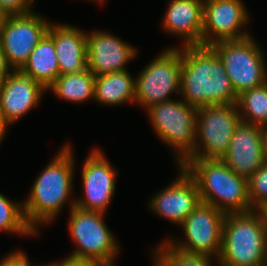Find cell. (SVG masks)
Segmentation results:
<instances>
[{"instance_id":"ba28073f","label":"cell","mask_w":267,"mask_h":266,"mask_svg":"<svg viewBox=\"0 0 267 266\" xmlns=\"http://www.w3.org/2000/svg\"><path fill=\"white\" fill-rule=\"evenodd\" d=\"M182 46L167 47L135 78V104L146 110L180 95Z\"/></svg>"},{"instance_id":"d590c367","label":"cell","mask_w":267,"mask_h":266,"mask_svg":"<svg viewBox=\"0 0 267 266\" xmlns=\"http://www.w3.org/2000/svg\"><path fill=\"white\" fill-rule=\"evenodd\" d=\"M33 266H35V264L33 265ZM36 266H47V264H41V265H36Z\"/></svg>"},{"instance_id":"4316f807","label":"cell","mask_w":267,"mask_h":266,"mask_svg":"<svg viewBox=\"0 0 267 266\" xmlns=\"http://www.w3.org/2000/svg\"><path fill=\"white\" fill-rule=\"evenodd\" d=\"M34 2V0H0V7L8 16L22 15L34 12Z\"/></svg>"},{"instance_id":"cb8c5ba5","label":"cell","mask_w":267,"mask_h":266,"mask_svg":"<svg viewBox=\"0 0 267 266\" xmlns=\"http://www.w3.org/2000/svg\"><path fill=\"white\" fill-rule=\"evenodd\" d=\"M153 253V266H212L211 260L216 259L173 247L166 239L158 244Z\"/></svg>"},{"instance_id":"1f68e13d","label":"cell","mask_w":267,"mask_h":266,"mask_svg":"<svg viewBox=\"0 0 267 266\" xmlns=\"http://www.w3.org/2000/svg\"><path fill=\"white\" fill-rule=\"evenodd\" d=\"M263 151L265 161L267 162V126L263 127Z\"/></svg>"},{"instance_id":"4dcf8cb0","label":"cell","mask_w":267,"mask_h":266,"mask_svg":"<svg viewBox=\"0 0 267 266\" xmlns=\"http://www.w3.org/2000/svg\"><path fill=\"white\" fill-rule=\"evenodd\" d=\"M8 126H10V124L6 121L4 114L0 109V143L3 141L5 137V133Z\"/></svg>"},{"instance_id":"3957f363","label":"cell","mask_w":267,"mask_h":266,"mask_svg":"<svg viewBox=\"0 0 267 266\" xmlns=\"http://www.w3.org/2000/svg\"><path fill=\"white\" fill-rule=\"evenodd\" d=\"M194 179L200 200L226 213L252 211L247 179L222 159H187L182 165Z\"/></svg>"},{"instance_id":"7c38bea8","label":"cell","mask_w":267,"mask_h":266,"mask_svg":"<svg viewBox=\"0 0 267 266\" xmlns=\"http://www.w3.org/2000/svg\"><path fill=\"white\" fill-rule=\"evenodd\" d=\"M99 148L92 149L82 167V198L75 206L85 211L106 213L116 190L118 170L114 168Z\"/></svg>"},{"instance_id":"2e32d148","label":"cell","mask_w":267,"mask_h":266,"mask_svg":"<svg viewBox=\"0 0 267 266\" xmlns=\"http://www.w3.org/2000/svg\"><path fill=\"white\" fill-rule=\"evenodd\" d=\"M222 160L233 172L248 180L265 162L263 127L241 120Z\"/></svg>"},{"instance_id":"30bf717a","label":"cell","mask_w":267,"mask_h":266,"mask_svg":"<svg viewBox=\"0 0 267 266\" xmlns=\"http://www.w3.org/2000/svg\"><path fill=\"white\" fill-rule=\"evenodd\" d=\"M224 219L223 211L201 201L180 225L184 240L176 241L168 237L167 241L173 247L188 252L216 257L217 263L222 246Z\"/></svg>"},{"instance_id":"ac0fdd59","label":"cell","mask_w":267,"mask_h":266,"mask_svg":"<svg viewBox=\"0 0 267 266\" xmlns=\"http://www.w3.org/2000/svg\"><path fill=\"white\" fill-rule=\"evenodd\" d=\"M167 6L164 30L183 38L182 46L202 45L204 0H170Z\"/></svg>"},{"instance_id":"9c48e42d","label":"cell","mask_w":267,"mask_h":266,"mask_svg":"<svg viewBox=\"0 0 267 266\" xmlns=\"http://www.w3.org/2000/svg\"><path fill=\"white\" fill-rule=\"evenodd\" d=\"M240 121L237 103L198 107L196 143L188 159H222Z\"/></svg>"},{"instance_id":"44dd1931","label":"cell","mask_w":267,"mask_h":266,"mask_svg":"<svg viewBox=\"0 0 267 266\" xmlns=\"http://www.w3.org/2000/svg\"><path fill=\"white\" fill-rule=\"evenodd\" d=\"M55 52L53 39L46 33L19 71L47 89L60 75Z\"/></svg>"},{"instance_id":"d4e9b609","label":"cell","mask_w":267,"mask_h":266,"mask_svg":"<svg viewBox=\"0 0 267 266\" xmlns=\"http://www.w3.org/2000/svg\"><path fill=\"white\" fill-rule=\"evenodd\" d=\"M22 201L13 202L0 193V231L20 236H37L25 220Z\"/></svg>"},{"instance_id":"7402d4cb","label":"cell","mask_w":267,"mask_h":266,"mask_svg":"<svg viewBox=\"0 0 267 266\" xmlns=\"http://www.w3.org/2000/svg\"><path fill=\"white\" fill-rule=\"evenodd\" d=\"M95 76L85 69L78 73L59 75L47 88L56 97L73 103L94 99Z\"/></svg>"},{"instance_id":"5b68a950","label":"cell","mask_w":267,"mask_h":266,"mask_svg":"<svg viewBox=\"0 0 267 266\" xmlns=\"http://www.w3.org/2000/svg\"><path fill=\"white\" fill-rule=\"evenodd\" d=\"M104 216L103 212L85 211L76 206L70 210L67 225L77 247L67 259L113 266L120 245L104 222Z\"/></svg>"},{"instance_id":"4fadbf2b","label":"cell","mask_w":267,"mask_h":266,"mask_svg":"<svg viewBox=\"0 0 267 266\" xmlns=\"http://www.w3.org/2000/svg\"><path fill=\"white\" fill-rule=\"evenodd\" d=\"M242 0H204L202 45L251 36L244 30L249 13Z\"/></svg>"},{"instance_id":"83f0119b","label":"cell","mask_w":267,"mask_h":266,"mask_svg":"<svg viewBox=\"0 0 267 266\" xmlns=\"http://www.w3.org/2000/svg\"><path fill=\"white\" fill-rule=\"evenodd\" d=\"M0 266H33L30 263L28 256L22 250H14L9 252L0 260Z\"/></svg>"},{"instance_id":"8992f818","label":"cell","mask_w":267,"mask_h":266,"mask_svg":"<svg viewBox=\"0 0 267 266\" xmlns=\"http://www.w3.org/2000/svg\"><path fill=\"white\" fill-rule=\"evenodd\" d=\"M146 112L156 135L173 149L175 161L181 166L194 151L197 107L172 99L155 104Z\"/></svg>"},{"instance_id":"277c9868","label":"cell","mask_w":267,"mask_h":266,"mask_svg":"<svg viewBox=\"0 0 267 266\" xmlns=\"http://www.w3.org/2000/svg\"><path fill=\"white\" fill-rule=\"evenodd\" d=\"M220 266H267V229L260 210L226 213Z\"/></svg>"},{"instance_id":"e0dca14e","label":"cell","mask_w":267,"mask_h":266,"mask_svg":"<svg viewBox=\"0 0 267 266\" xmlns=\"http://www.w3.org/2000/svg\"><path fill=\"white\" fill-rule=\"evenodd\" d=\"M47 89L19 70H13L0 84V109L12 125L41 101Z\"/></svg>"},{"instance_id":"836d02e7","label":"cell","mask_w":267,"mask_h":266,"mask_svg":"<svg viewBox=\"0 0 267 266\" xmlns=\"http://www.w3.org/2000/svg\"><path fill=\"white\" fill-rule=\"evenodd\" d=\"M264 221H265V225H266V229H267V205L264 206L261 210Z\"/></svg>"},{"instance_id":"7a4b0ae2","label":"cell","mask_w":267,"mask_h":266,"mask_svg":"<svg viewBox=\"0 0 267 266\" xmlns=\"http://www.w3.org/2000/svg\"><path fill=\"white\" fill-rule=\"evenodd\" d=\"M180 97L195 107L237 103L229 77L210 46H182Z\"/></svg>"},{"instance_id":"9a60e30c","label":"cell","mask_w":267,"mask_h":266,"mask_svg":"<svg viewBox=\"0 0 267 266\" xmlns=\"http://www.w3.org/2000/svg\"><path fill=\"white\" fill-rule=\"evenodd\" d=\"M87 68L96 77L127 70L129 61L136 58L133 45L107 31L87 33Z\"/></svg>"},{"instance_id":"484cf974","label":"cell","mask_w":267,"mask_h":266,"mask_svg":"<svg viewBox=\"0 0 267 266\" xmlns=\"http://www.w3.org/2000/svg\"><path fill=\"white\" fill-rule=\"evenodd\" d=\"M248 192L253 210H261L267 205V162L247 180Z\"/></svg>"},{"instance_id":"ffe728a7","label":"cell","mask_w":267,"mask_h":266,"mask_svg":"<svg viewBox=\"0 0 267 266\" xmlns=\"http://www.w3.org/2000/svg\"><path fill=\"white\" fill-rule=\"evenodd\" d=\"M94 100L106 106L135 103V78L128 70L96 76Z\"/></svg>"},{"instance_id":"e575fe53","label":"cell","mask_w":267,"mask_h":266,"mask_svg":"<svg viewBox=\"0 0 267 266\" xmlns=\"http://www.w3.org/2000/svg\"><path fill=\"white\" fill-rule=\"evenodd\" d=\"M91 1H96V3H104V1L106 2V0H91Z\"/></svg>"},{"instance_id":"d6986e66","label":"cell","mask_w":267,"mask_h":266,"mask_svg":"<svg viewBox=\"0 0 267 266\" xmlns=\"http://www.w3.org/2000/svg\"><path fill=\"white\" fill-rule=\"evenodd\" d=\"M47 34L53 39L60 75L87 69V31L73 25L50 23Z\"/></svg>"},{"instance_id":"f546056e","label":"cell","mask_w":267,"mask_h":266,"mask_svg":"<svg viewBox=\"0 0 267 266\" xmlns=\"http://www.w3.org/2000/svg\"><path fill=\"white\" fill-rule=\"evenodd\" d=\"M12 71L13 70L9 67L5 54L3 53L1 46H0V84L6 79V77Z\"/></svg>"},{"instance_id":"f1b7e54d","label":"cell","mask_w":267,"mask_h":266,"mask_svg":"<svg viewBox=\"0 0 267 266\" xmlns=\"http://www.w3.org/2000/svg\"><path fill=\"white\" fill-rule=\"evenodd\" d=\"M47 266H102V265L92 262L74 261L64 258L61 261L49 263L47 264Z\"/></svg>"},{"instance_id":"6da1fadb","label":"cell","mask_w":267,"mask_h":266,"mask_svg":"<svg viewBox=\"0 0 267 266\" xmlns=\"http://www.w3.org/2000/svg\"><path fill=\"white\" fill-rule=\"evenodd\" d=\"M71 146L68 142L63 144L54 159L36 178L31 192L23 201L25 220L37 236L38 226L51 224L59 216L65 203L71 200L69 210L75 207V199H71V196L76 161Z\"/></svg>"},{"instance_id":"603a6c76","label":"cell","mask_w":267,"mask_h":266,"mask_svg":"<svg viewBox=\"0 0 267 266\" xmlns=\"http://www.w3.org/2000/svg\"><path fill=\"white\" fill-rule=\"evenodd\" d=\"M237 106L242 121L267 126V82L238 95Z\"/></svg>"},{"instance_id":"5bb4252c","label":"cell","mask_w":267,"mask_h":266,"mask_svg":"<svg viewBox=\"0 0 267 266\" xmlns=\"http://www.w3.org/2000/svg\"><path fill=\"white\" fill-rule=\"evenodd\" d=\"M179 169L176 180L148 202L150 210L177 225H181L201 202L196 182L183 167L179 166Z\"/></svg>"},{"instance_id":"d6a6232c","label":"cell","mask_w":267,"mask_h":266,"mask_svg":"<svg viewBox=\"0 0 267 266\" xmlns=\"http://www.w3.org/2000/svg\"><path fill=\"white\" fill-rule=\"evenodd\" d=\"M8 15L0 7V31L2 30L3 24L5 23Z\"/></svg>"},{"instance_id":"8fae6325","label":"cell","mask_w":267,"mask_h":266,"mask_svg":"<svg viewBox=\"0 0 267 266\" xmlns=\"http://www.w3.org/2000/svg\"><path fill=\"white\" fill-rule=\"evenodd\" d=\"M51 22L38 12L8 16L0 31V46L12 70H20L47 33Z\"/></svg>"},{"instance_id":"52a82bcc","label":"cell","mask_w":267,"mask_h":266,"mask_svg":"<svg viewBox=\"0 0 267 266\" xmlns=\"http://www.w3.org/2000/svg\"><path fill=\"white\" fill-rule=\"evenodd\" d=\"M254 40L252 36H248L210 45L222 62L237 95L267 82L264 54Z\"/></svg>"}]
</instances>
